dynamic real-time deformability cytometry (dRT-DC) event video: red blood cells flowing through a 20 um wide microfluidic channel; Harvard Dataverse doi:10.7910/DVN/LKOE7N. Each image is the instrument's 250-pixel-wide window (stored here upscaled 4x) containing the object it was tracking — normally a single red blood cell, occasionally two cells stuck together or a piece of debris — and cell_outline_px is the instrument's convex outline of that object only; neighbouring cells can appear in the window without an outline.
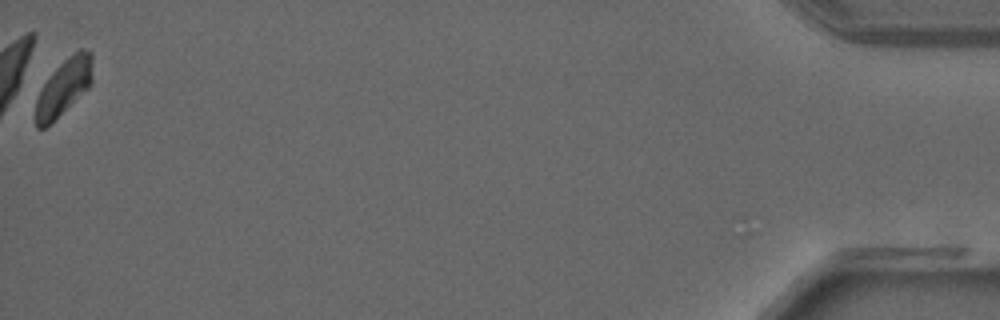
{"species": "common noctule bat (a hibernating species)", "species_latin": "Nyctalus noctula", "temperature_condition": "warm", "stored_images_in_passage": 39, "camera_frame_rate_fps": 3000, "um_per_image_px": 0.085, "animal": {"sex": "male", "forearm_length_mm": 52.5}, "frame": {"image": 1, "passage_image": 39, "time_ms": 12.667, "image_size_px": [1000, 320], "cell_outline_px": [[92, 80], [88, 88], [44, 128], [36, 128], [36, 100], [40, 88], [52, 72], [68, 56], [80, 48], [92, 52]], "centroid_in_image_um": [5.42, 7.36], "position_along_channel_um": 429.8, "area_um2": 18.26}}